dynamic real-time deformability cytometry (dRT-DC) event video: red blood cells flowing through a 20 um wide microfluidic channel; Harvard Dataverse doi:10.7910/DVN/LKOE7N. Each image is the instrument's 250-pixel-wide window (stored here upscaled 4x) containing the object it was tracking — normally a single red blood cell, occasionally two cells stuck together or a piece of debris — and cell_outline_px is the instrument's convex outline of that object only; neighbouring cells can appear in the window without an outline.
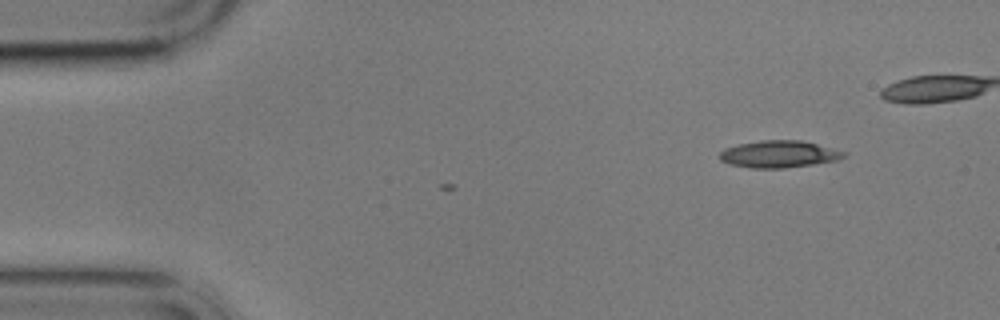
{"species": "common noctule bat (a hibernating species)", "species_latin": "Nyctalus noctula", "temperature_condition": "cold", "stored_images_in_passage": 2, "camera_frame_rate_fps": 3000, "um_per_image_px": 0.085, "animal": {"sex": "male", "body_mass_g": 17.9}, "frame": {"image": 1, "passage_image": 2, "time_ms": 1.333, "image_size_px": [1000, 320], "cell_outline_px": [[848, 152], [844, 156], [836, 160], [812, 164], [784, 168], [748, 168], [728, 164], [720, 160], [720, 152], [724, 148], [740, 144], [760, 140], [800, 140]], "centroid_in_image_um": [66.17, 13.1], "position_along_channel_um": 18.8, "area_um2": 19.48}}